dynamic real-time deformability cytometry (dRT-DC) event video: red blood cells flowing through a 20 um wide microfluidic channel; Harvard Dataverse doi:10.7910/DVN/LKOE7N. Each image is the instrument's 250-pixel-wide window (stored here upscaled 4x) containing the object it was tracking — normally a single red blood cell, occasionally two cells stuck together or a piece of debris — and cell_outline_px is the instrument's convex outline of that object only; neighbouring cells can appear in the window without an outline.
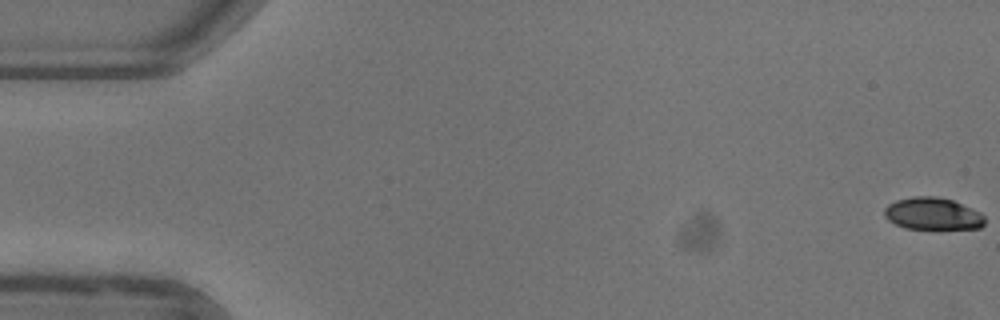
{"species": "common noctule bat (a hibernating species)", "species_latin": "Nyctalus noctula", "temperature_condition": "warm", "stored_images_in_passage": 50, "camera_frame_rate_fps": 3000, "um_per_image_px": 0.085, "animal": {"sex": "female"}, "frame": {"image": 1, "passage_image": 1, "time_ms": 0.0, "image_size_px": [1000, 320], "cell_outline_px": [[984, 224], [980, 228], [904, 228], [888, 220], [884, 216], [884, 208], [888, 204], [896, 200], [912, 196], [936, 196], [952, 200], [980, 212], [984, 216]], "centroid_in_image_um": [79.24, 18.15], "position_along_channel_um": 5.8, "area_um2": 18.67}}
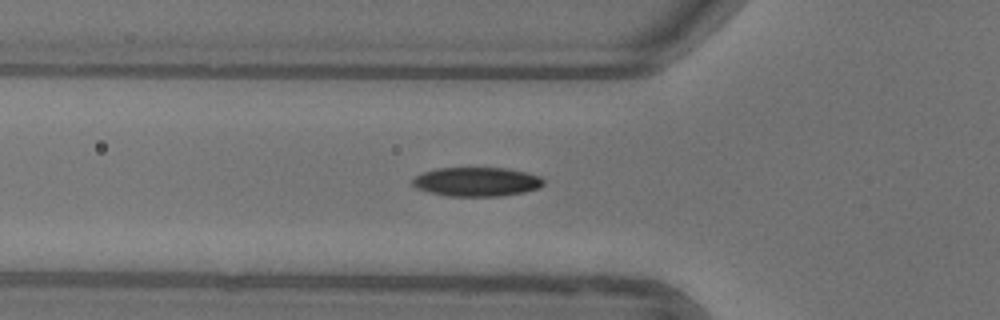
{"frame": {"image": 2, "passage_image": 19, "time_ms": 6.0, "image_size_px": [1000, 320], "cell_outline_px": [[544, 184], [540, 188], [524, 192], [504, 196], [448, 196], [416, 188], [412, 184], [412, 180], [416, 176], [424, 172], [440, 168], [504, 168], [524, 172], [540, 176], [544, 180]], "centroid_in_image_um": [40.55, 15.46], "position_along_channel_um": 85.2, "area_um2": 22.08}}
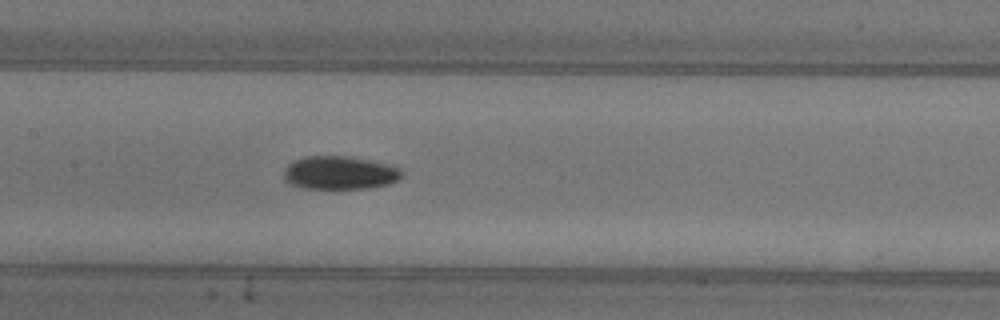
{"frame": {"image": 3, "passage_image": 26, "time_ms": 8.333, "image_size_px": [1000, 320], "cell_outline_px": [[404, 176], [388, 184], [368, 188], [300, 188], [284, 180], [284, 168], [288, 164], [304, 156], [348, 156], [368, 160], [400, 168], [404, 172]], "centroid_in_image_um": [28.86, 14.69], "position_along_channel_um": 178.5, "area_um2": 22.77}, "authors_computed_cell_mechanics": {"area_um2": 21.386, "velocity_mm_per_s": 3.9502, "shape_relaxation_time_tau1_ms": 4.2243, "shape_relaxation_time_tau2_ms": 8.7761, "deformation_change_tau1": 0.1471, "deformation_change_tau2": 0.1145}}